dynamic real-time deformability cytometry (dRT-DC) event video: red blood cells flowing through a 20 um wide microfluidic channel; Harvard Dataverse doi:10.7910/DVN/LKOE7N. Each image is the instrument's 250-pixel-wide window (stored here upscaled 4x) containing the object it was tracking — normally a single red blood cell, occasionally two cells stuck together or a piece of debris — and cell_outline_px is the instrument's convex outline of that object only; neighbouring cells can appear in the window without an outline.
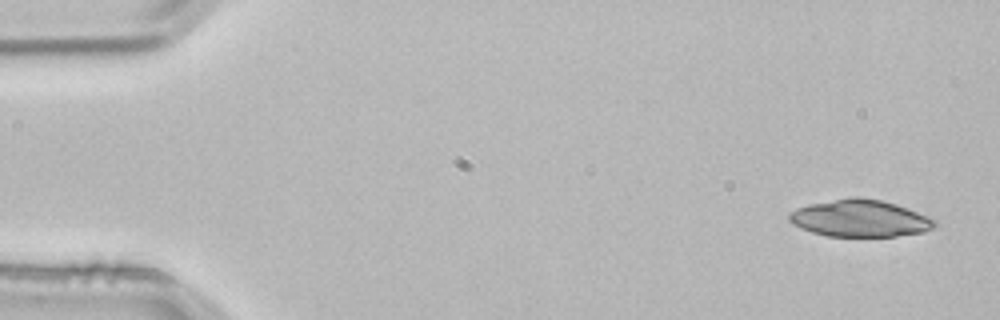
{"species": "common noctule bat (a hibernating species)", "species_latin": "Nyctalus noctula", "temperature_condition": "room temperature", "stored_images_in_passage": 3, "segment_of_instrument_passage": [1, 2], "camera_frame_rate_fps": 3000, "um_per_image_px": 0.085, "animal": {"sex": "male", "body_mass_g": 21.5, "forearm_length_mm": 52.0}, "frame": {"image": 1, "passage_image": 1, "time_ms": 0.0, "image_size_px": [1000, 320], "cell_outline_px": [[940, 224], [924, 232], [896, 236], [828, 236], [812, 232], [800, 228], [792, 224], [788, 220], [788, 212], [796, 208], [808, 204], [852, 196], [856, 196], [880, 200], [896, 204], [928, 216], [936, 220]], "centroid_in_image_um": [73.08, 18.55], "position_along_channel_um": 11.9, "area_um2": 31.62}}